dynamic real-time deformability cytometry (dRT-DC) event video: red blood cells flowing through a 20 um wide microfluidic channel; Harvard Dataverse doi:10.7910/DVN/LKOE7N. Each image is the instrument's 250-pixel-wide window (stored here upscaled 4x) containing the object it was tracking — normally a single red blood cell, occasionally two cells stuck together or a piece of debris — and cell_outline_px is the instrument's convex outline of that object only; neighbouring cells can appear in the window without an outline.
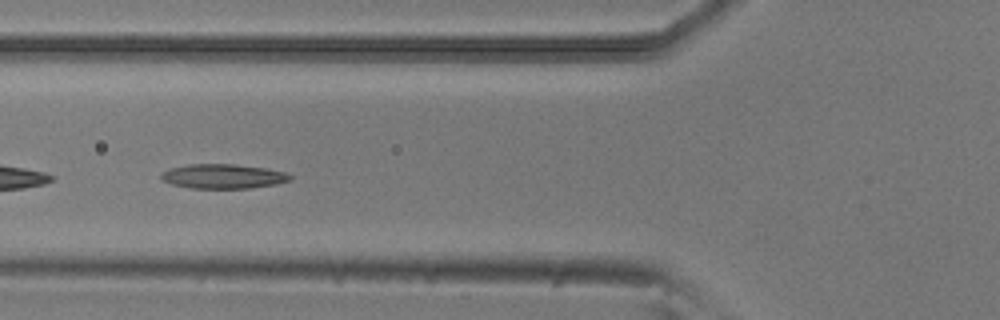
{"species": "common noctule bat (a hibernating species)", "species_latin": "Nyctalus noctula", "temperature_condition": "room temperature", "stored_images_in_passage": 7, "camera_frame_rate_fps": 3000, "um_per_image_px": 0.085, "animal": {"sex": "male", "body_mass_g": 20.5, "forearm_length_mm": 52.5}, "frame": {"image": 1, "passage_image": 5, "time_ms": 1.333, "image_size_px": [1000, 320], "cell_outline_px": [[292, 180], [276, 184], [252, 188], [192, 188], [172, 184], [160, 180], [160, 176], [164, 172], [172, 168], [188, 164], [232, 164], [264, 168], [288, 172], [292, 176]], "centroid_in_image_um": [19.0, 14.99], "position_along_channel_um": 106.8, "area_um2": 18.38}}
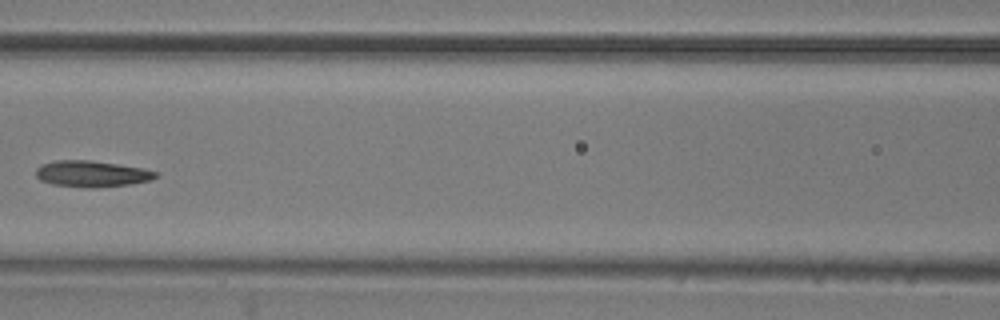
{"frame": {"image": 2, "passage_image": 6, "time_ms": 1.667, "image_size_px": [1000, 320], "cell_outline_px": [[160, 172], [152, 180], [132, 184], [92, 188], [84, 188], [52, 184], [40, 180], [36, 176], [36, 168], [40, 164], [56, 160], [88, 160], [144, 168]], "centroid_in_image_um": [7.8, 14.78], "position_along_channel_um": 158.8, "area_um2": 18.5}}
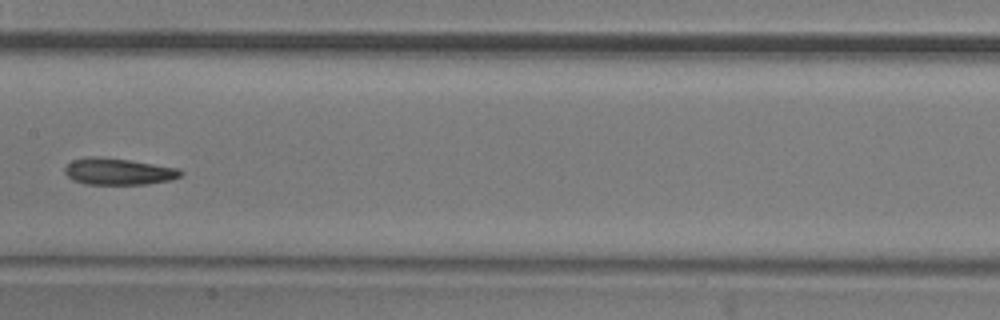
{"frame": {"image": 3, "passage_image": 7, "time_ms": 2.0, "image_size_px": [1000, 320], "cell_outline_px": [[184, 172], [180, 176], [172, 180], [148, 184], [84, 184], [72, 180], [64, 172], [64, 168], [72, 160], [88, 156], [96, 156], [128, 160], [180, 168]], "centroid_in_image_um": [10.07, 14.58], "position_along_channel_um": 197.3, "area_um2": 18.09}}